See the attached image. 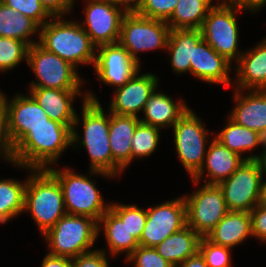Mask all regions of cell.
Listing matches in <instances>:
<instances>
[{
	"mask_svg": "<svg viewBox=\"0 0 266 267\" xmlns=\"http://www.w3.org/2000/svg\"><path fill=\"white\" fill-rule=\"evenodd\" d=\"M82 97V121L76 115L72 128V146L85 148L90 158V175L113 177V158L109 142L110 112L105 114L100 101L93 91H86ZM82 123H81V122ZM83 127V136L77 131V125ZM77 144V145H76Z\"/></svg>",
	"mask_w": 266,
	"mask_h": 267,
	"instance_id": "6da1fadb",
	"label": "cell"
},
{
	"mask_svg": "<svg viewBox=\"0 0 266 267\" xmlns=\"http://www.w3.org/2000/svg\"><path fill=\"white\" fill-rule=\"evenodd\" d=\"M71 146L72 129L51 120V125H39L30 129L14 147L12 164L23 169H47L54 166L62 153Z\"/></svg>",
	"mask_w": 266,
	"mask_h": 267,
	"instance_id": "7a4b0ae2",
	"label": "cell"
},
{
	"mask_svg": "<svg viewBox=\"0 0 266 267\" xmlns=\"http://www.w3.org/2000/svg\"><path fill=\"white\" fill-rule=\"evenodd\" d=\"M38 44L75 68L80 64L94 66L97 47L77 20L52 17L40 27Z\"/></svg>",
	"mask_w": 266,
	"mask_h": 267,
	"instance_id": "3957f363",
	"label": "cell"
},
{
	"mask_svg": "<svg viewBox=\"0 0 266 267\" xmlns=\"http://www.w3.org/2000/svg\"><path fill=\"white\" fill-rule=\"evenodd\" d=\"M24 194V210L29 212L41 235L67 214L62 189L48 169H31Z\"/></svg>",
	"mask_w": 266,
	"mask_h": 267,
	"instance_id": "277c9868",
	"label": "cell"
},
{
	"mask_svg": "<svg viewBox=\"0 0 266 267\" xmlns=\"http://www.w3.org/2000/svg\"><path fill=\"white\" fill-rule=\"evenodd\" d=\"M98 223L87 216L65 214L42 235L50 255L75 258L92 251L98 237Z\"/></svg>",
	"mask_w": 266,
	"mask_h": 267,
	"instance_id": "5b68a950",
	"label": "cell"
},
{
	"mask_svg": "<svg viewBox=\"0 0 266 267\" xmlns=\"http://www.w3.org/2000/svg\"><path fill=\"white\" fill-rule=\"evenodd\" d=\"M47 169L60 184L67 214L87 216L98 223L110 209V203H104L96 181L89 178V175L77 174L70 167L62 170L52 167Z\"/></svg>",
	"mask_w": 266,
	"mask_h": 267,
	"instance_id": "8992f818",
	"label": "cell"
},
{
	"mask_svg": "<svg viewBox=\"0 0 266 267\" xmlns=\"http://www.w3.org/2000/svg\"><path fill=\"white\" fill-rule=\"evenodd\" d=\"M208 12L200 28L202 38L215 52L231 64L238 61L244 51L239 47V24L236 14L240 11L229 0H219Z\"/></svg>",
	"mask_w": 266,
	"mask_h": 267,
	"instance_id": "52a82bcc",
	"label": "cell"
},
{
	"mask_svg": "<svg viewBox=\"0 0 266 267\" xmlns=\"http://www.w3.org/2000/svg\"><path fill=\"white\" fill-rule=\"evenodd\" d=\"M35 80L31 81L29 88H54L60 90H81L84 79L78 74L77 68L63 60L54 53L41 47L38 43L28 49L26 61Z\"/></svg>",
	"mask_w": 266,
	"mask_h": 267,
	"instance_id": "ba28073f",
	"label": "cell"
},
{
	"mask_svg": "<svg viewBox=\"0 0 266 267\" xmlns=\"http://www.w3.org/2000/svg\"><path fill=\"white\" fill-rule=\"evenodd\" d=\"M172 128L177 157L193 178L204 164L210 132L191 108H188Z\"/></svg>",
	"mask_w": 266,
	"mask_h": 267,
	"instance_id": "9c48e42d",
	"label": "cell"
},
{
	"mask_svg": "<svg viewBox=\"0 0 266 267\" xmlns=\"http://www.w3.org/2000/svg\"><path fill=\"white\" fill-rule=\"evenodd\" d=\"M170 27L162 20L127 13L121 23L118 43L139 64L138 52L166 50Z\"/></svg>",
	"mask_w": 266,
	"mask_h": 267,
	"instance_id": "30bf717a",
	"label": "cell"
},
{
	"mask_svg": "<svg viewBox=\"0 0 266 267\" xmlns=\"http://www.w3.org/2000/svg\"><path fill=\"white\" fill-rule=\"evenodd\" d=\"M264 171L258 160H244L238 169L219 185L229 211L250 212L261 202Z\"/></svg>",
	"mask_w": 266,
	"mask_h": 267,
	"instance_id": "8fae6325",
	"label": "cell"
},
{
	"mask_svg": "<svg viewBox=\"0 0 266 267\" xmlns=\"http://www.w3.org/2000/svg\"><path fill=\"white\" fill-rule=\"evenodd\" d=\"M187 226L200 237L207 234L229 212L219 184H204L192 194L183 195Z\"/></svg>",
	"mask_w": 266,
	"mask_h": 267,
	"instance_id": "7c38bea8",
	"label": "cell"
},
{
	"mask_svg": "<svg viewBox=\"0 0 266 267\" xmlns=\"http://www.w3.org/2000/svg\"><path fill=\"white\" fill-rule=\"evenodd\" d=\"M187 226L186 204L183 195L147 208V220L139 245L155 247L167 237Z\"/></svg>",
	"mask_w": 266,
	"mask_h": 267,
	"instance_id": "4fadbf2b",
	"label": "cell"
},
{
	"mask_svg": "<svg viewBox=\"0 0 266 267\" xmlns=\"http://www.w3.org/2000/svg\"><path fill=\"white\" fill-rule=\"evenodd\" d=\"M85 1V20L80 24L92 43L96 47L118 43L121 23L127 13L112 0Z\"/></svg>",
	"mask_w": 266,
	"mask_h": 267,
	"instance_id": "5bb4252c",
	"label": "cell"
},
{
	"mask_svg": "<svg viewBox=\"0 0 266 267\" xmlns=\"http://www.w3.org/2000/svg\"><path fill=\"white\" fill-rule=\"evenodd\" d=\"M140 66L119 43L97 47L94 69L102 84L121 87L140 71Z\"/></svg>",
	"mask_w": 266,
	"mask_h": 267,
	"instance_id": "9a60e30c",
	"label": "cell"
},
{
	"mask_svg": "<svg viewBox=\"0 0 266 267\" xmlns=\"http://www.w3.org/2000/svg\"><path fill=\"white\" fill-rule=\"evenodd\" d=\"M8 133L14 147L29 133L30 129L39 125H51V119L45 110L29 94L18 93L7 100Z\"/></svg>",
	"mask_w": 266,
	"mask_h": 267,
	"instance_id": "2e32d148",
	"label": "cell"
},
{
	"mask_svg": "<svg viewBox=\"0 0 266 267\" xmlns=\"http://www.w3.org/2000/svg\"><path fill=\"white\" fill-rule=\"evenodd\" d=\"M159 79L153 73L139 71L123 86L116 88L115 94L109 103L110 113L127 116H138L143 112L145 104L151 94L157 89Z\"/></svg>",
	"mask_w": 266,
	"mask_h": 267,
	"instance_id": "e0dca14e",
	"label": "cell"
},
{
	"mask_svg": "<svg viewBox=\"0 0 266 267\" xmlns=\"http://www.w3.org/2000/svg\"><path fill=\"white\" fill-rule=\"evenodd\" d=\"M233 99L236 104L228 117L236 124L266 136V90L235 89Z\"/></svg>",
	"mask_w": 266,
	"mask_h": 267,
	"instance_id": "ac0fdd59",
	"label": "cell"
},
{
	"mask_svg": "<svg viewBox=\"0 0 266 267\" xmlns=\"http://www.w3.org/2000/svg\"><path fill=\"white\" fill-rule=\"evenodd\" d=\"M139 117L110 113L109 142L113 158V177L121 175L132 162L131 140Z\"/></svg>",
	"mask_w": 266,
	"mask_h": 267,
	"instance_id": "d6986e66",
	"label": "cell"
},
{
	"mask_svg": "<svg viewBox=\"0 0 266 267\" xmlns=\"http://www.w3.org/2000/svg\"><path fill=\"white\" fill-rule=\"evenodd\" d=\"M209 145L202 168L191 178L194 185H198L200 181L202 182L203 178H205L206 184H220L229 178L245 160L215 138ZM205 170H207V176L203 174Z\"/></svg>",
	"mask_w": 266,
	"mask_h": 267,
	"instance_id": "ffe728a7",
	"label": "cell"
},
{
	"mask_svg": "<svg viewBox=\"0 0 266 267\" xmlns=\"http://www.w3.org/2000/svg\"><path fill=\"white\" fill-rule=\"evenodd\" d=\"M232 66L203 38L197 43L194 49L193 63H191V74L195 78L205 83L229 86L233 84L229 74Z\"/></svg>",
	"mask_w": 266,
	"mask_h": 267,
	"instance_id": "44dd1931",
	"label": "cell"
},
{
	"mask_svg": "<svg viewBox=\"0 0 266 267\" xmlns=\"http://www.w3.org/2000/svg\"><path fill=\"white\" fill-rule=\"evenodd\" d=\"M235 65L234 89L266 90V38L244 50Z\"/></svg>",
	"mask_w": 266,
	"mask_h": 267,
	"instance_id": "7402d4cb",
	"label": "cell"
},
{
	"mask_svg": "<svg viewBox=\"0 0 266 267\" xmlns=\"http://www.w3.org/2000/svg\"><path fill=\"white\" fill-rule=\"evenodd\" d=\"M30 95L45 110L51 120L73 128L76 118L74 101L77 96L86 97L81 90H60L54 88H29Z\"/></svg>",
	"mask_w": 266,
	"mask_h": 267,
	"instance_id": "603a6c76",
	"label": "cell"
},
{
	"mask_svg": "<svg viewBox=\"0 0 266 267\" xmlns=\"http://www.w3.org/2000/svg\"><path fill=\"white\" fill-rule=\"evenodd\" d=\"M156 89L148 98L144 110V117L140 122L158 127L171 128L179 118L188 110L185 100H173L171 96Z\"/></svg>",
	"mask_w": 266,
	"mask_h": 267,
	"instance_id": "cb8c5ba5",
	"label": "cell"
},
{
	"mask_svg": "<svg viewBox=\"0 0 266 267\" xmlns=\"http://www.w3.org/2000/svg\"><path fill=\"white\" fill-rule=\"evenodd\" d=\"M251 236L249 212L229 211L205 237L215 245L233 248Z\"/></svg>",
	"mask_w": 266,
	"mask_h": 267,
	"instance_id": "d4e9b609",
	"label": "cell"
},
{
	"mask_svg": "<svg viewBox=\"0 0 266 267\" xmlns=\"http://www.w3.org/2000/svg\"><path fill=\"white\" fill-rule=\"evenodd\" d=\"M201 39L200 29H170L166 51L175 73H191L194 49Z\"/></svg>",
	"mask_w": 266,
	"mask_h": 267,
	"instance_id": "484cf974",
	"label": "cell"
},
{
	"mask_svg": "<svg viewBox=\"0 0 266 267\" xmlns=\"http://www.w3.org/2000/svg\"><path fill=\"white\" fill-rule=\"evenodd\" d=\"M103 229V230H101ZM98 236L104 232L108 252L116 257L121 253L125 259L139 246L138 240L129 232L123 222L111 209L98 221Z\"/></svg>",
	"mask_w": 266,
	"mask_h": 267,
	"instance_id": "4316f807",
	"label": "cell"
},
{
	"mask_svg": "<svg viewBox=\"0 0 266 267\" xmlns=\"http://www.w3.org/2000/svg\"><path fill=\"white\" fill-rule=\"evenodd\" d=\"M200 239L201 237L191 227L185 226L154 248L165 260L176 267L199 250Z\"/></svg>",
	"mask_w": 266,
	"mask_h": 267,
	"instance_id": "83f0119b",
	"label": "cell"
},
{
	"mask_svg": "<svg viewBox=\"0 0 266 267\" xmlns=\"http://www.w3.org/2000/svg\"><path fill=\"white\" fill-rule=\"evenodd\" d=\"M39 32L40 26L34 20L0 1V37L18 39L30 47L38 43L31 37L37 34L39 39Z\"/></svg>",
	"mask_w": 266,
	"mask_h": 267,
	"instance_id": "f1b7e54d",
	"label": "cell"
},
{
	"mask_svg": "<svg viewBox=\"0 0 266 267\" xmlns=\"http://www.w3.org/2000/svg\"><path fill=\"white\" fill-rule=\"evenodd\" d=\"M214 138L221 144L236 152L241 157L249 151L262 146V138L258 132L236 124L227 116L225 127L216 133ZM243 154V155H242Z\"/></svg>",
	"mask_w": 266,
	"mask_h": 267,
	"instance_id": "f546056e",
	"label": "cell"
},
{
	"mask_svg": "<svg viewBox=\"0 0 266 267\" xmlns=\"http://www.w3.org/2000/svg\"><path fill=\"white\" fill-rule=\"evenodd\" d=\"M212 2L214 0H179L166 23L170 29H200L214 6Z\"/></svg>",
	"mask_w": 266,
	"mask_h": 267,
	"instance_id": "4dcf8cb0",
	"label": "cell"
},
{
	"mask_svg": "<svg viewBox=\"0 0 266 267\" xmlns=\"http://www.w3.org/2000/svg\"><path fill=\"white\" fill-rule=\"evenodd\" d=\"M26 181L14 178L0 179V224L21 215L24 210Z\"/></svg>",
	"mask_w": 266,
	"mask_h": 267,
	"instance_id": "1f68e13d",
	"label": "cell"
},
{
	"mask_svg": "<svg viewBox=\"0 0 266 267\" xmlns=\"http://www.w3.org/2000/svg\"><path fill=\"white\" fill-rule=\"evenodd\" d=\"M161 129L139 122L131 140L132 161L151 156L158 147Z\"/></svg>",
	"mask_w": 266,
	"mask_h": 267,
	"instance_id": "d6a6232c",
	"label": "cell"
},
{
	"mask_svg": "<svg viewBox=\"0 0 266 267\" xmlns=\"http://www.w3.org/2000/svg\"><path fill=\"white\" fill-rule=\"evenodd\" d=\"M110 209L123 221L129 232L139 241L147 220V209L135 204L110 203Z\"/></svg>",
	"mask_w": 266,
	"mask_h": 267,
	"instance_id": "836d02e7",
	"label": "cell"
},
{
	"mask_svg": "<svg viewBox=\"0 0 266 267\" xmlns=\"http://www.w3.org/2000/svg\"><path fill=\"white\" fill-rule=\"evenodd\" d=\"M28 49L29 46L25 42L0 37V72H7L17 67L21 61H27Z\"/></svg>",
	"mask_w": 266,
	"mask_h": 267,
	"instance_id": "e575fe53",
	"label": "cell"
},
{
	"mask_svg": "<svg viewBox=\"0 0 266 267\" xmlns=\"http://www.w3.org/2000/svg\"><path fill=\"white\" fill-rule=\"evenodd\" d=\"M199 251L208 267H231L230 247L215 245L205 237H201Z\"/></svg>",
	"mask_w": 266,
	"mask_h": 267,
	"instance_id": "d590c367",
	"label": "cell"
},
{
	"mask_svg": "<svg viewBox=\"0 0 266 267\" xmlns=\"http://www.w3.org/2000/svg\"><path fill=\"white\" fill-rule=\"evenodd\" d=\"M6 6L19 11L26 17L34 20L40 27L43 26L47 19H51L52 16L42 6L40 0H0Z\"/></svg>",
	"mask_w": 266,
	"mask_h": 267,
	"instance_id": "8d00e7d4",
	"label": "cell"
},
{
	"mask_svg": "<svg viewBox=\"0 0 266 267\" xmlns=\"http://www.w3.org/2000/svg\"><path fill=\"white\" fill-rule=\"evenodd\" d=\"M133 263L134 267H174L165 260L154 247L138 246L126 261Z\"/></svg>",
	"mask_w": 266,
	"mask_h": 267,
	"instance_id": "74e56055",
	"label": "cell"
},
{
	"mask_svg": "<svg viewBox=\"0 0 266 267\" xmlns=\"http://www.w3.org/2000/svg\"><path fill=\"white\" fill-rule=\"evenodd\" d=\"M179 0H145L138 15L167 22Z\"/></svg>",
	"mask_w": 266,
	"mask_h": 267,
	"instance_id": "f35d334b",
	"label": "cell"
},
{
	"mask_svg": "<svg viewBox=\"0 0 266 267\" xmlns=\"http://www.w3.org/2000/svg\"><path fill=\"white\" fill-rule=\"evenodd\" d=\"M0 154L8 163H13L14 145L8 133L6 96L0 90Z\"/></svg>",
	"mask_w": 266,
	"mask_h": 267,
	"instance_id": "ab89813d",
	"label": "cell"
},
{
	"mask_svg": "<svg viewBox=\"0 0 266 267\" xmlns=\"http://www.w3.org/2000/svg\"><path fill=\"white\" fill-rule=\"evenodd\" d=\"M105 249H94L72 259V267H109Z\"/></svg>",
	"mask_w": 266,
	"mask_h": 267,
	"instance_id": "60d3db41",
	"label": "cell"
},
{
	"mask_svg": "<svg viewBox=\"0 0 266 267\" xmlns=\"http://www.w3.org/2000/svg\"><path fill=\"white\" fill-rule=\"evenodd\" d=\"M252 237L266 243V203L260 202L250 212Z\"/></svg>",
	"mask_w": 266,
	"mask_h": 267,
	"instance_id": "b9f144b4",
	"label": "cell"
},
{
	"mask_svg": "<svg viewBox=\"0 0 266 267\" xmlns=\"http://www.w3.org/2000/svg\"><path fill=\"white\" fill-rule=\"evenodd\" d=\"M42 6L52 17L66 16L74 9L75 0H40Z\"/></svg>",
	"mask_w": 266,
	"mask_h": 267,
	"instance_id": "7bdbcfd3",
	"label": "cell"
},
{
	"mask_svg": "<svg viewBox=\"0 0 266 267\" xmlns=\"http://www.w3.org/2000/svg\"><path fill=\"white\" fill-rule=\"evenodd\" d=\"M236 8L242 11L255 13L266 6V0H229Z\"/></svg>",
	"mask_w": 266,
	"mask_h": 267,
	"instance_id": "ee69618b",
	"label": "cell"
},
{
	"mask_svg": "<svg viewBox=\"0 0 266 267\" xmlns=\"http://www.w3.org/2000/svg\"><path fill=\"white\" fill-rule=\"evenodd\" d=\"M42 260L41 267H72V259L68 257L53 256L47 253Z\"/></svg>",
	"mask_w": 266,
	"mask_h": 267,
	"instance_id": "f6af8a7d",
	"label": "cell"
},
{
	"mask_svg": "<svg viewBox=\"0 0 266 267\" xmlns=\"http://www.w3.org/2000/svg\"><path fill=\"white\" fill-rule=\"evenodd\" d=\"M118 7L126 13H137L145 0H112Z\"/></svg>",
	"mask_w": 266,
	"mask_h": 267,
	"instance_id": "bcb514c9",
	"label": "cell"
},
{
	"mask_svg": "<svg viewBox=\"0 0 266 267\" xmlns=\"http://www.w3.org/2000/svg\"><path fill=\"white\" fill-rule=\"evenodd\" d=\"M176 267H208L203 255L198 250L194 255L188 257Z\"/></svg>",
	"mask_w": 266,
	"mask_h": 267,
	"instance_id": "7dc6e473",
	"label": "cell"
},
{
	"mask_svg": "<svg viewBox=\"0 0 266 267\" xmlns=\"http://www.w3.org/2000/svg\"><path fill=\"white\" fill-rule=\"evenodd\" d=\"M262 146H263V152L261 154H253L245 156V160H258L261 168L263 169L264 173H266V136H263L262 138ZM253 154V155H252Z\"/></svg>",
	"mask_w": 266,
	"mask_h": 267,
	"instance_id": "c3c4849f",
	"label": "cell"
},
{
	"mask_svg": "<svg viewBox=\"0 0 266 267\" xmlns=\"http://www.w3.org/2000/svg\"><path fill=\"white\" fill-rule=\"evenodd\" d=\"M264 178H266V173H264L263 181H262V196H261L262 203H266V179L264 181Z\"/></svg>",
	"mask_w": 266,
	"mask_h": 267,
	"instance_id": "681fc988",
	"label": "cell"
}]
</instances>
